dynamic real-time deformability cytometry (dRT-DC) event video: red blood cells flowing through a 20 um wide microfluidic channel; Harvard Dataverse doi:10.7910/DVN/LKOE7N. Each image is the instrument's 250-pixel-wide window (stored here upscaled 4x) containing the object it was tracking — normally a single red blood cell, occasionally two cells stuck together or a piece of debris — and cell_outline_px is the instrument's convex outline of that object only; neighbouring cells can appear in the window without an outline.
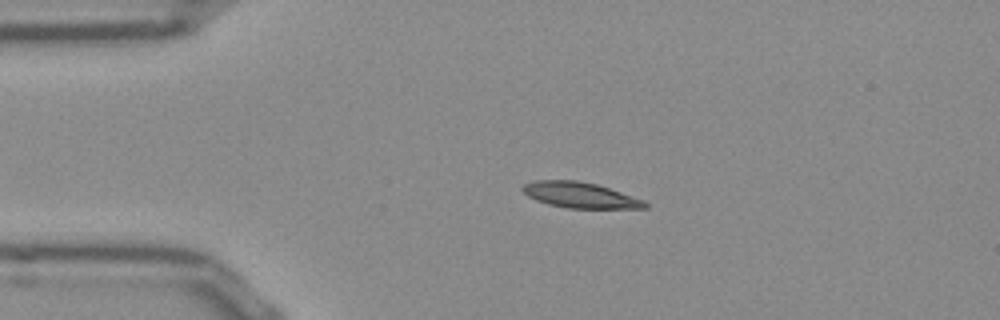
{"species": "Egyptian fruit bat (a non-hibernating species)", "species_latin": "Rousettus aegyptiacus", "temperature_condition": "room temperature", "stored_images_in_passage": 42, "camera_frame_rate_fps": 3000, "um_per_image_px": 0.085, "frame": {"image": 1, "passage_image": 1, "time_ms": 0.0, "image_size_px": [1000, 320], "cell_outline_px": [[648, 208], [568, 208], [548, 204], [536, 200], [528, 196], [520, 188], [524, 184], [532, 180], [576, 180], [596, 184], [644, 200], [648, 204]], "centroid_in_image_um": [49.27, 16.58], "position_along_channel_um": 35.7, "area_um2": 18.21}}
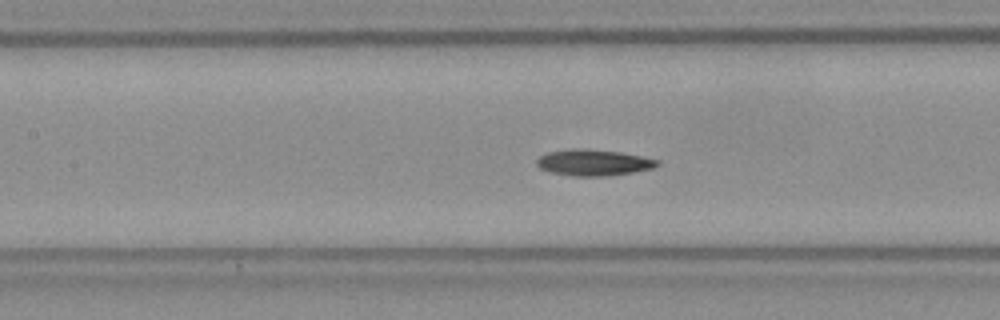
{"frame": {"image": 2, "passage_image": 13, "time_ms": 4.0, "image_size_px": [1000, 320], "cell_outline_px": [[660, 164], [652, 168], [632, 172], [604, 176], [572, 176], [552, 172], [540, 168], [536, 164], [536, 160], [540, 156], [548, 152], [576, 148], [584, 148], [620, 152], [660, 160]], "centroid_in_image_um": [50.44, 13.81], "position_along_channel_um": 157.0, "area_um2": 18.26}}
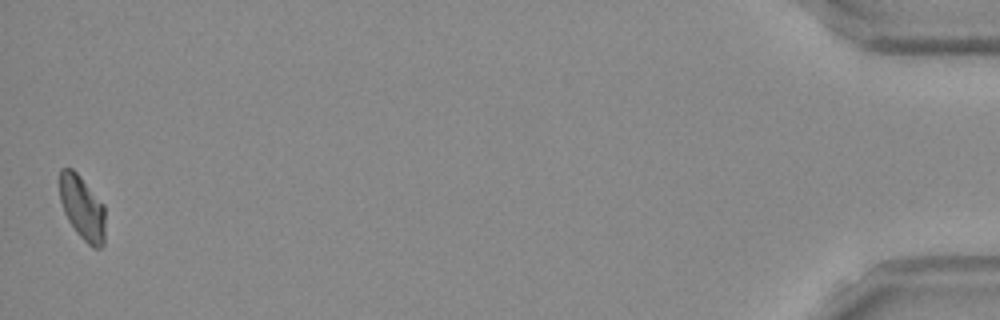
{"frame": {"image": 3, "passage_image": 42, "time_ms": 13.667, "image_size_px": [1000, 320], "cell_outline_px": [[104, 244], [100, 248], [92, 248], [76, 232], [68, 220], [64, 212], [60, 200], [60, 168], [72, 168], [80, 176], [104, 204]], "centroid_in_image_um": [7.0, 17.67], "position_along_channel_um": 428.2, "area_um2": 16.99}, "authors_computed_cell_mechanics": {"area_um2": 17.8602, "velocity_mm_per_s": 3.8243, "shape_relaxation_time_tau1_ms": null, "shape_relaxation_time_tau2_ms": 8.7512, "deformation_change_tau1": null, "deformation_change_tau2": 0.1308}}